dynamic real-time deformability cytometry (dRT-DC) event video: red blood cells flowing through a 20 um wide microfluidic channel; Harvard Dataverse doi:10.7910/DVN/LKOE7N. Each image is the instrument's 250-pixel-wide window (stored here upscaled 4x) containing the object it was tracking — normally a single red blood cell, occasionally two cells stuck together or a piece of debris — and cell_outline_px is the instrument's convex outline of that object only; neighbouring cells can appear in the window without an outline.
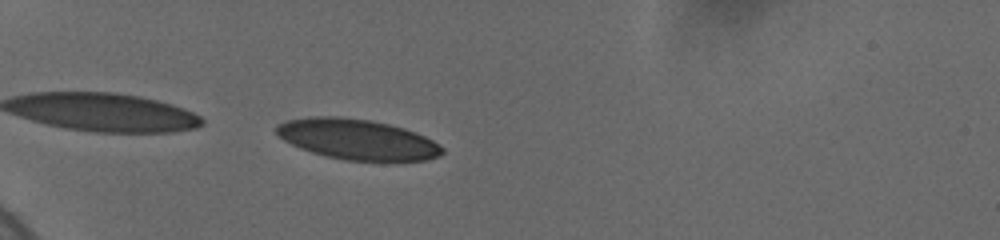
{"species": "human", "species_latin": "Homo sapiens", "temperature_condition": "cold", "stored_images_in_passage": 31, "camera_frame_rate_fps": 3000, "um_per_image_px": 0.085, "donor": {"sex": "female"}, "frame": {"image": 1, "passage_image": 1, "time_ms": 0.0, "image_size_px": [1000, 240], "cell_outline_px": [[444, 152], [440, 156], [428, 160], [344, 160], [324, 156], [300, 148], [284, 140], [276, 132], [276, 124], [284, 120], [308, 116], [340, 116], [368, 120], [388, 124], [404, 128], [416, 132], [440, 144], [444, 148]], "centroid_in_image_um": [30.35, 11.83], "position_along_channel_um": 54.6, "area_um2": 39.13}}
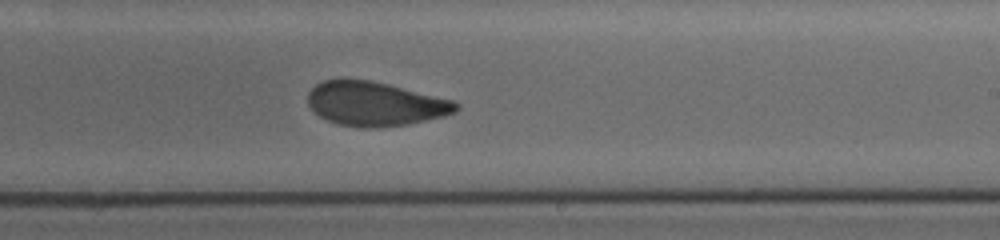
{"frame": {"image": 2, "passage_image": 16, "time_ms": 6.333, "image_size_px": [1000, 240], "cell_outline_px": [[460, 108], [456, 112], [444, 116], [408, 124], [376, 128], [360, 128], [336, 124], [320, 116], [308, 104], [308, 92], [316, 84], [324, 80], [368, 80], [388, 84], [452, 100], [460, 104]], "centroid_in_image_um": [31.9, 8.84], "position_along_channel_um": 257.1, "area_um2": 37.92}}
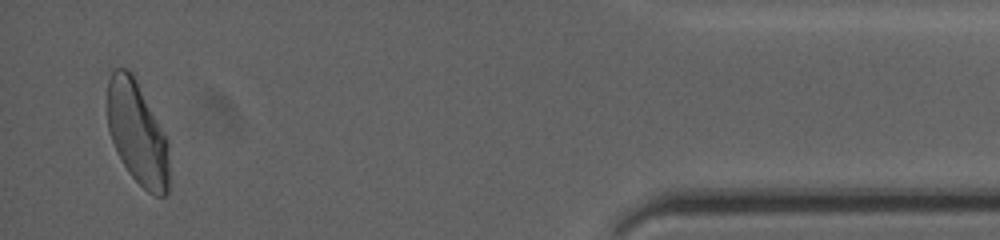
{"frame": {"image": 3, "passage_image": 31, "time_ms": 12.333, "image_size_px": [1000, 240], "cell_outline_px": [[168, 192], [164, 196], [156, 196], [148, 192], [128, 172], [116, 152], [108, 128], [108, 80], [112, 68], [128, 68], [132, 72], [164, 132], [168, 140]], "centroid_in_image_um": [11.66, 11.29], "position_along_channel_um": 423.5, "area_um2": 37.05}, "authors_computed_cell_mechanics": {"area_um2": 38.4948, "velocity_mm_per_s": 3.6727, "shape_relaxation_time_tau1_ms": 4.2817, "shape_relaxation_time_tau2_ms": 1.3895, "deformation_change_tau1": 0.1453, "deformation_change_tau2": 0.0732}}